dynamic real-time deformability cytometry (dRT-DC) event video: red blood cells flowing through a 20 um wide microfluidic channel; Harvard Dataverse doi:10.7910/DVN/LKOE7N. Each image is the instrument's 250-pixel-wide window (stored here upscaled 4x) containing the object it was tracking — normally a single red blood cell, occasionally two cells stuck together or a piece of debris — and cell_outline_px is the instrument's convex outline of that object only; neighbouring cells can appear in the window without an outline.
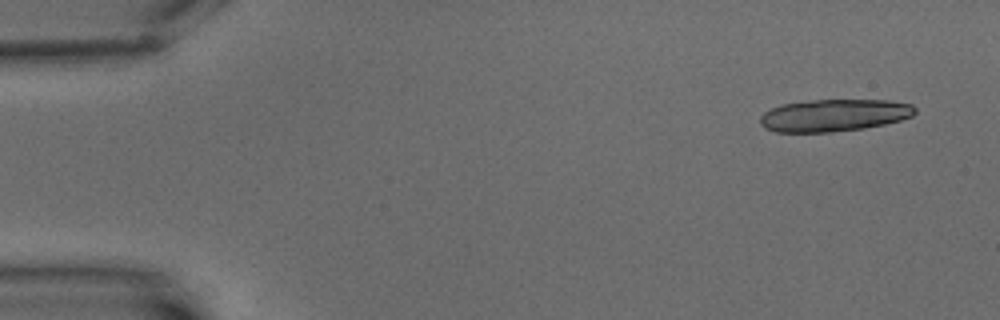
{"species": "common noctule bat (a hibernating species)", "species_latin": "Nyctalus noctula", "temperature_condition": "warm", "stored_images_in_passage": 5, "camera_frame_rate_fps": 3000, "um_per_image_px": 0.085, "animal": {"sex": "male", "body_mass_g": 15.6}, "frame": {"image": 1, "passage_image": 1, "time_ms": 0.0, "image_size_px": [1000, 320], "cell_outline_px": [[916, 112], [912, 116], [900, 120], [884, 124], [864, 128], [828, 132], [776, 132], [764, 128], [760, 124], [760, 116], [764, 112], [772, 108], [784, 104], [816, 100], [888, 100], [912, 104], [916, 108]], "centroid_in_image_um": [70.9, 9.8], "position_along_channel_um": 14.1, "area_um2": 28.96}}